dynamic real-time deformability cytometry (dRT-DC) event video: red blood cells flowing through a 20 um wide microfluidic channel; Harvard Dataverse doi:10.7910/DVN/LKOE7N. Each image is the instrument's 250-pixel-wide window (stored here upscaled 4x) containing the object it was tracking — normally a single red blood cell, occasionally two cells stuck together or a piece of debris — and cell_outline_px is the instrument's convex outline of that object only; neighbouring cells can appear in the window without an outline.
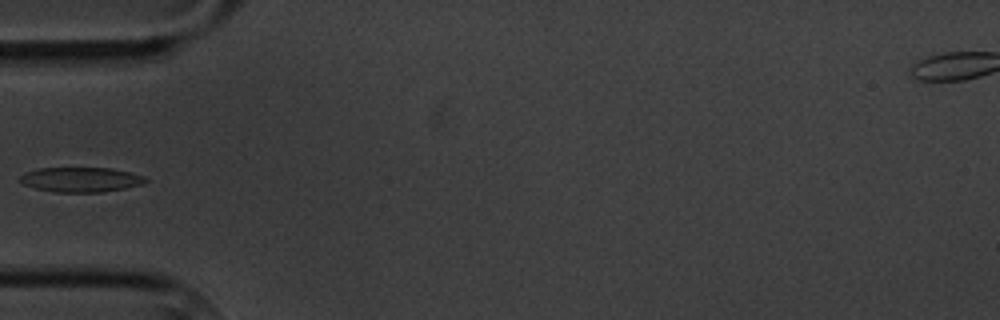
{"species": "common noctule bat (a hibernating species)", "species_latin": "Nyctalus noctula", "temperature_condition": "cold", "stored_images_in_passage": 5, "camera_frame_rate_fps": 3000, "um_per_image_px": 0.085, "animal": {"sex": "male", "body_mass_g": 20.1, "forearm_length_mm": 53.5}, "frame": {"image": 1, "passage_image": 5, "time_ms": 5.333, "image_size_px": [1000, 320], "cell_outline_px": [[148, 180], [144, 184], [124, 188], [100, 192], [52, 192], [36, 188], [24, 184], [20, 180], [20, 176], [24, 172], [40, 168], [112, 168], [144, 176]], "centroid_in_image_um": [6.87, 15.26], "position_along_channel_um": 78.1, "area_um2": 18.03}}